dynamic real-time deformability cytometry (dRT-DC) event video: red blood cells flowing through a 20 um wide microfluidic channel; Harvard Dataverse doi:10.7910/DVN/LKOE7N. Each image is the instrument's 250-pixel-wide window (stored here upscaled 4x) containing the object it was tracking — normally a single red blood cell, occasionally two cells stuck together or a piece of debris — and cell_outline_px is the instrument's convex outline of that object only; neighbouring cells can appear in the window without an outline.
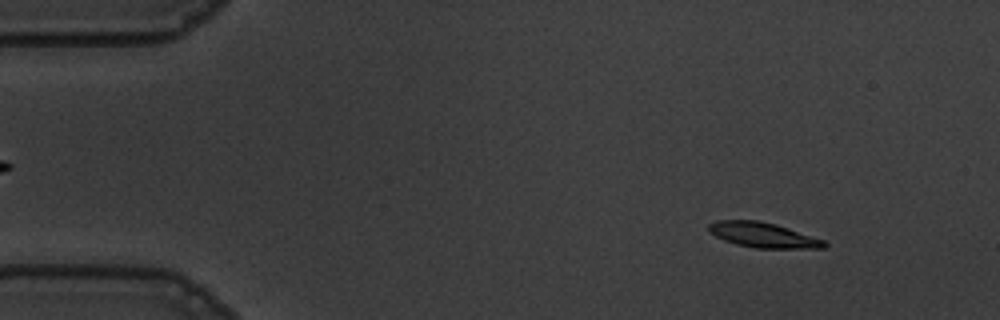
{"species": "common noctule bat (a hibernating species)", "species_latin": "Nyctalus noctula", "temperature_condition": "warm", "stored_images_in_passage": 50, "camera_frame_rate_fps": 3000, "um_per_image_px": 0.085, "animal": {"sex": "male", "body_mass_g": 19.5, "forearm_length_mm": 54.6}, "frame": {"image": 1, "passage_image": 1, "time_ms": 0.0, "image_size_px": [1000, 320], "cell_outline_px": [[828, 244], [824, 248], [756, 248], [736, 244], [724, 240], [716, 236], [708, 228], [708, 224], [716, 220], [756, 220], [776, 224], [824, 240]], "centroid_in_image_um": [64.86, 19.97], "position_along_channel_um": 20.1, "area_um2": 16.7}}
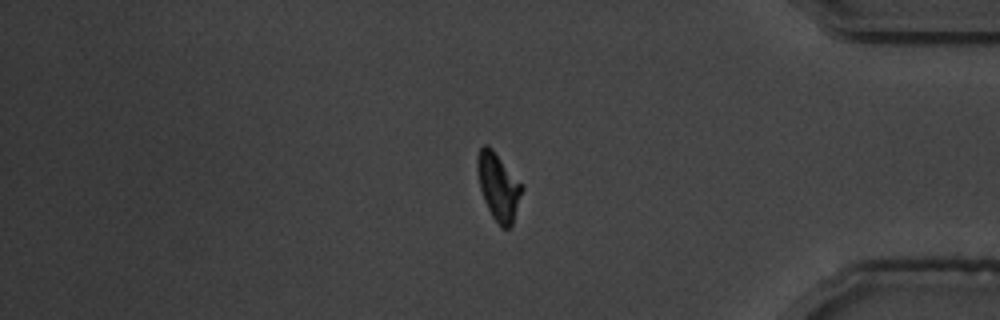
{"frame": {"image": 2, "passage_image": 41, "time_ms": 13.333, "image_size_px": [1000, 320], "cell_outline_px": [[524, 188], [512, 224], [508, 228], [500, 228], [492, 216], [484, 200], [480, 188], [476, 168], [476, 156], [480, 148], [484, 144], [488, 144], [492, 148]], "centroid_in_image_um": [42.33, 15.86], "position_along_channel_um": 392.9, "area_um2": 17.34}}
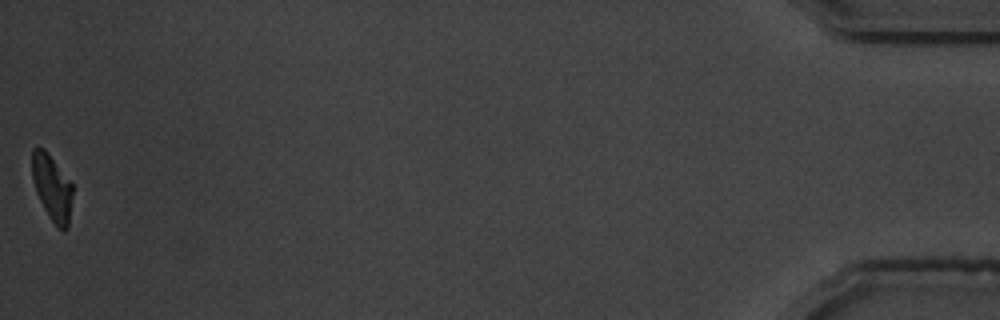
{"frame": {"image": 3, "passage_image": 50, "time_ms": 16.333, "image_size_px": [1000, 320], "cell_outline_px": [[72, 196], [68, 228], [64, 232], [48, 216], [36, 192], [32, 180], [32, 148], [44, 148], [48, 152], [72, 184]], "centroid_in_image_um": [4.41, 15.94], "position_along_channel_um": 430.8, "area_um2": 15.43}, "authors_computed_cell_mechanics": {"area_um2": 17.3689, "velocity_mm_per_s": 3.6468, "shape_relaxation_time_tau1_ms": 3.1949, "shape_relaxation_time_tau2_ms": 2.7728, "deformation_change_tau1": 0.1894, "deformation_change_tau2": 0.0946}}